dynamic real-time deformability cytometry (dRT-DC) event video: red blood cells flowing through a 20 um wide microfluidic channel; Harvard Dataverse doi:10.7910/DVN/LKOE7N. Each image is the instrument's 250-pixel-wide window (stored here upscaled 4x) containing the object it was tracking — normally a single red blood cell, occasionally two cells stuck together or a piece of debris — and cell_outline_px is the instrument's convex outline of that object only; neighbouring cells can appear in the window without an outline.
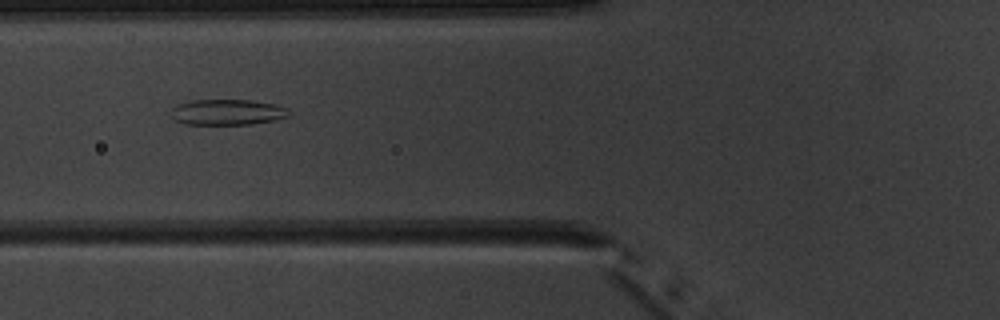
{"species": "common noctule bat (a hibernating species)", "species_latin": "Nyctalus noctula", "temperature_condition": "warm", "stored_images_in_passage": 9, "camera_frame_rate_fps": 3000, "um_per_image_px": 0.085, "animal": {"sex": "male", "body_mass_g": 20.1, "forearm_length_mm": 53.5}, "frame": {"image": 1, "passage_image": 6, "time_ms": 6.667, "image_size_px": [1000, 320], "cell_outline_px": [[288, 116], [272, 120], [252, 124], [184, 124], [176, 120], [168, 112], [176, 104], [192, 100], [252, 100], [272, 104], [288, 108]], "centroid_in_image_um": [19.25, 9.53], "position_along_channel_um": 106.5, "area_um2": 17.57}}
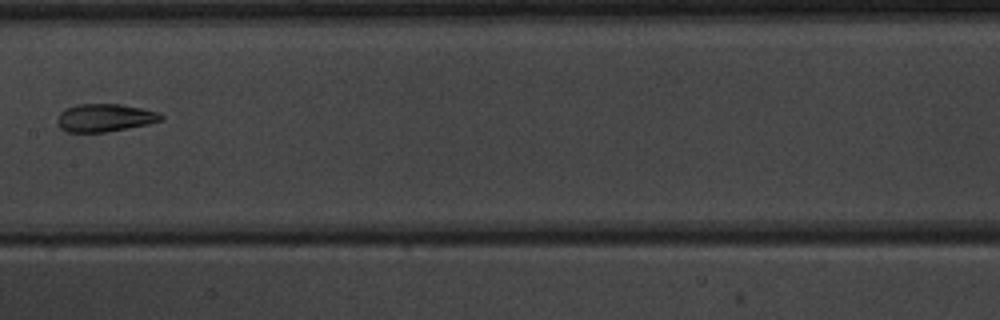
{"frame": {"image": 2, "passage_image": 8, "time_ms": 9.0, "image_size_px": [1000, 320], "cell_outline_px": [[164, 120], [148, 124], [108, 132], [64, 132], [56, 124], [56, 120], [60, 112], [64, 108], [80, 104], [120, 104], [160, 112], [164, 116]], "centroid_in_image_um": [8.89, 10.02], "position_along_channel_um": 198.5, "area_um2": 17.11}}
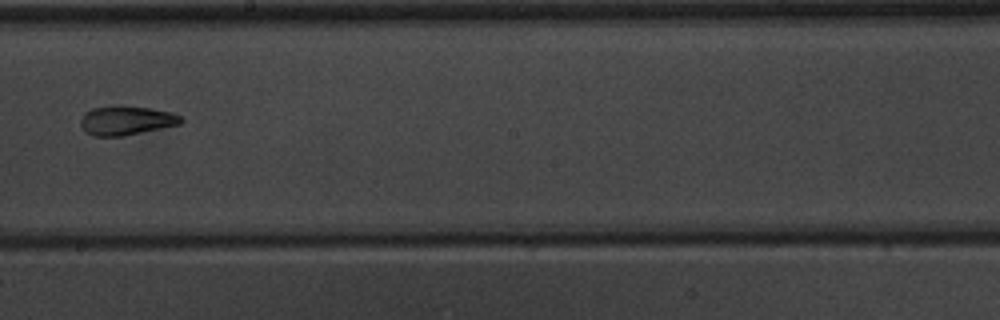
{"frame": {"image": 3, "passage_image": 9, "time_ms": 10.0, "image_size_px": [1000, 320], "cell_outline_px": [[184, 120], [180, 124], [124, 136], [92, 136], [80, 124], [80, 120], [84, 112], [92, 108], [116, 104], [120, 104], [148, 108], [172, 112], [180, 116]], "centroid_in_image_um": [10.72, 10.22], "position_along_channel_um": 237.5, "area_um2": 17.22}}